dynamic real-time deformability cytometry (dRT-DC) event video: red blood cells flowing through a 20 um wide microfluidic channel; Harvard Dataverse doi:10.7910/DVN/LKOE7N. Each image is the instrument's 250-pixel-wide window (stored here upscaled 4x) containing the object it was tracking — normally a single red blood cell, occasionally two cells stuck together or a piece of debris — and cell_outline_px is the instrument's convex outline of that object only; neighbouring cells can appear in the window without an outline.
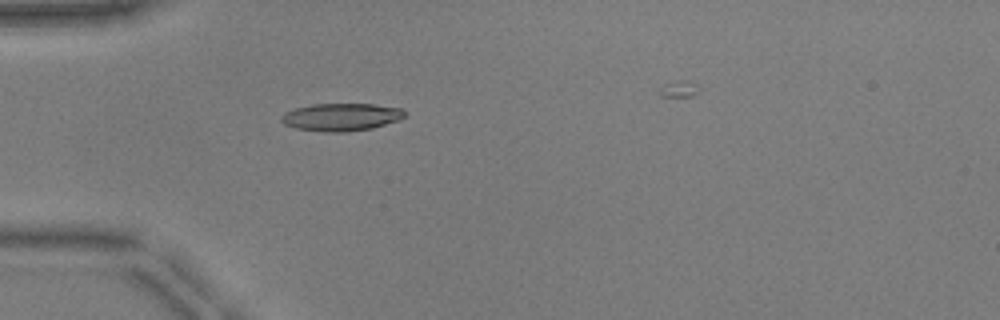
{"species": "common noctule bat (a hibernating species)", "species_latin": "Nyctalus noctula", "temperature_condition": "warm", "stored_images_in_passage": 32, "camera_frame_rate_fps": 3000, "um_per_image_px": 0.085, "animal": {"sex": "male", "body_mass_g": 17.9, "forearm_length_mm": 54.2}, "frame": {"image": 1, "passage_image": 1, "time_ms": 0.0, "image_size_px": [1000, 320], "cell_outline_px": [[404, 116], [400, 120], [372, 128], [348, 132], [324, 132], [296, 128], [284, 124], [280, 120], [280, 116], [284, 112], [296, 108], [312, 104], [376, 104], [404, 108]], "centroid_in_image_um": [29.01, 9.95], "position_along_channel_um": 56.0, "area_um2": 20.06}}
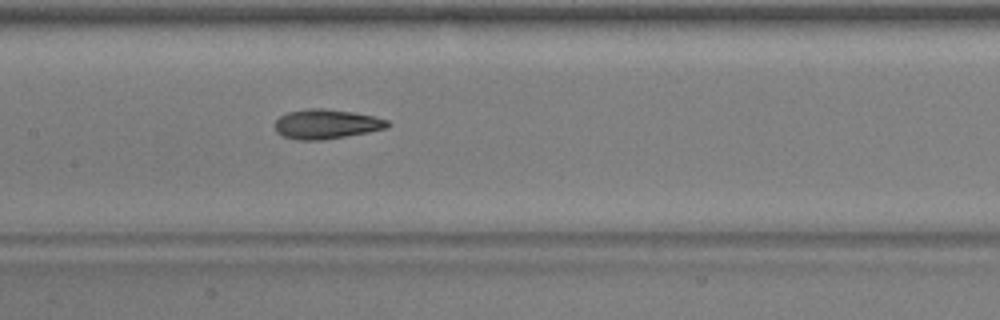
{"frame": {"image": 2, "passage_image": 11, "time_ms": 3.333, "image_size_px": [1000, 320], "cell_outline_px": [[392, 124], [388, 128], [368, 132], [324, 140], [296, 140], [284, 136], [276, 132], [276, 120], [280, 116], [288, 112], [308, 108], [324, 108], [352, 112], [376, 116], [388, 120]], "centroid_in_image_um": [27.78, 10.54], "position_along_channel_um": 179.6, "area_um2": 19.54}}
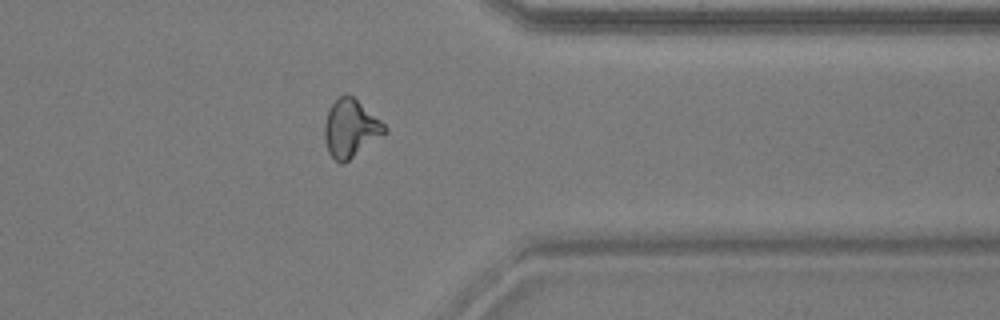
{"frame": {"image": 3, "passage_image": 27, "time_ms": 8.667, "image_size_px": [1000, 320], "cell_outline_px": [[388, 132], [344, 164], [340, 164], [328, 152], [324, 140], [324, 124], [328, 108], [340, 96], [348, 92], [380, 120], [388, 128]], "centroid_in_image_um": [29.79, 10.92], "position_along_channel_um": 381.6, "area_um2": 20.4}}